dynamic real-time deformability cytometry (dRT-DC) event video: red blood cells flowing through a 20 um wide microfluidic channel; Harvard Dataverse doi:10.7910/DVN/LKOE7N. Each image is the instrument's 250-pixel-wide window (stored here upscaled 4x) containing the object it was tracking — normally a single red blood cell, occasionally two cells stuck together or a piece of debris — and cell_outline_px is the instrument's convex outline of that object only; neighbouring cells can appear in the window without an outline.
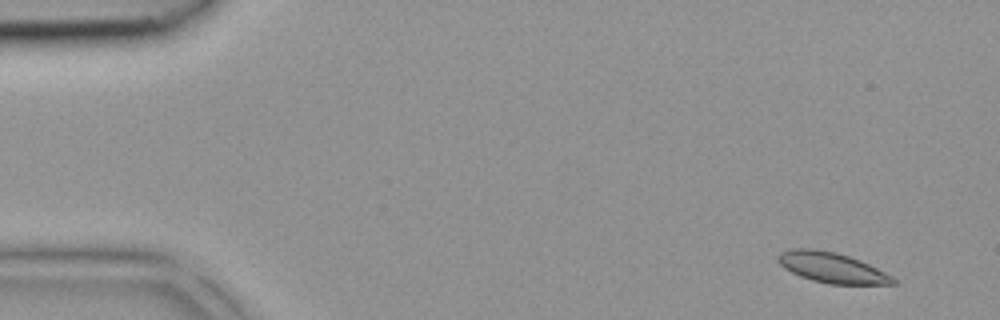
{"species": "common noctule bat (a hibernating species)", "species_latin": "Nyctalus noctula", "temperature_condition": "room temperature", "stored_images_in_passage": 39, "camera_frame_rate_fps": 3000, "um_per_image_px": 0.085, "animal": {"sex": "female", "body_mass_g": 18.4}, "frame": {"image": 1, "passage_image": 1, "time_ms": 0.0, "image_size_px": [1000, 320], "cell_outline_px": [[896, 284], [828, 284], [812, 280], [800, 276], [784, 268], [776, 260], [780, 252], [792, 248], [816, 248], [836, 252], [860, 260], [892, 276], [896, 280]], "centroid_in_image_um": [70.67, 22.73], "position_along_channel_um": 14.3, "area_um2": 20.35}}
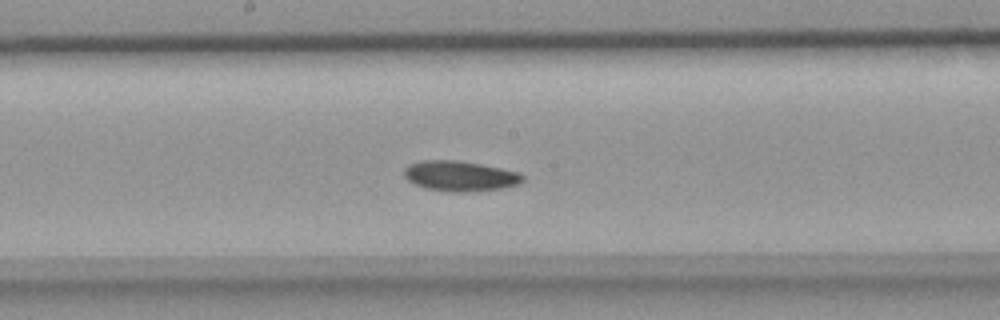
{"frame": {"image": 2, "passage_image": 20, "time_ms": 6.333, "image_size_px": [1000, 320], "cell_outline_px": [[524, 180], [520, 184], [500, 188], [464, 192], [448, 192], [428, 188], [416, 184], [408, 180], [404, 176], [404, 168], [408, 164], [420, 160], [460, 160], [520, 172], [524, 176]], "centroid_in_image_um": [39.1, 14.95], "position_along_channel_um": 209.1, "area_um2": 20.92}}
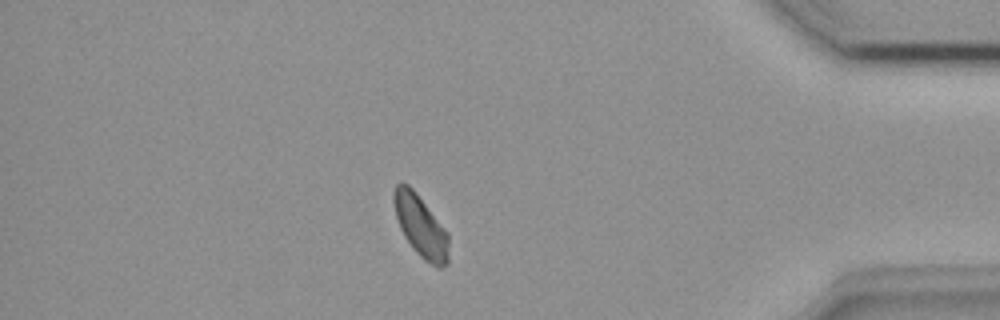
{"frame": {"image": 3, "passage_image": 34, "time_ms": 11.0, "image_size_px": [1000, 320], "cell_outline_px": [[448, 264], [440, 268], [436, 268], [424, 260], [412, 248], [404, 236], [400, 228], [396, 216], [392, 200], [392, 192], [396, 184], [400, 180], [408, 184], [416, 192], [448, 232]], "centroid_in_image_um": [35.74, 19.2], "position_along_channel_um": 399.5, "area_um2": 20.06}}